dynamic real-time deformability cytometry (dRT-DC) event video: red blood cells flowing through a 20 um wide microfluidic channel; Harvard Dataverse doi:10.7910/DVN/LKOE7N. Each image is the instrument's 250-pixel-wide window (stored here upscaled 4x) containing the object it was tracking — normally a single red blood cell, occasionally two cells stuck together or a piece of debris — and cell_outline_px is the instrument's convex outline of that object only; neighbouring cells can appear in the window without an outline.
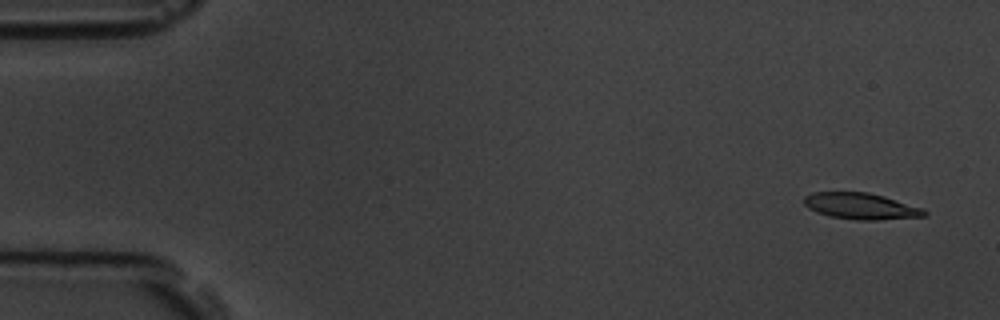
{"species": "common noctule bat (a hibernating species)", "species_latin": "Nyctalus noctula", "temperature_condition": "room temperature", "stored_images_in_passage": 58, "camera_frame_rate_fps": 3000, "um_per_image_px": 0.085, "animal": {"sex": "male", "body_mass_g": 19.5, "forearm_length_mm": 54.6}, "frame": {"image": 1, "passage_image": 3, "time_ms": 0.667, "image_size_px": [1000, 320], "cell_outline_px": [[928, 216], [880, 220], [856, 220], [832, 216], [816, 212], [808, 208], [804, 204], [804, 196], [812, 192], [868, 192], [884, 196], [924, 208], [928, 212]], "centroid_in_image_um": [73.22, 17.52], "position_along_channel_um": 11.8, "area_um2": 18.61}}
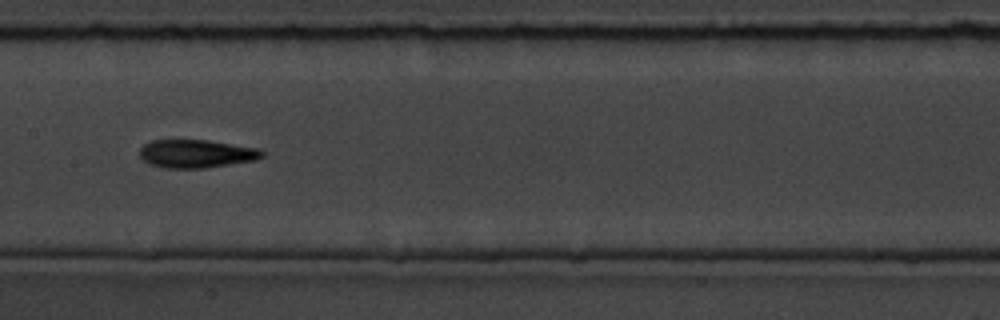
{"frame": {"image": 2, "passage_image": 29, "time_ms": 9.333, "image_size_px": [1000, 320], "cell_outline_px": [[264, 156], [256, 160], [204, 168], [164, 168], [148, 164], [140, 156], [140, 148], [144, 144], [152, 140], [208, 140], [256, 148], [264, 152]], "centroid_in_image_um": [16.66, 13.07], "position_along_channel_um": 190.7, "area_um2": 20.06}}
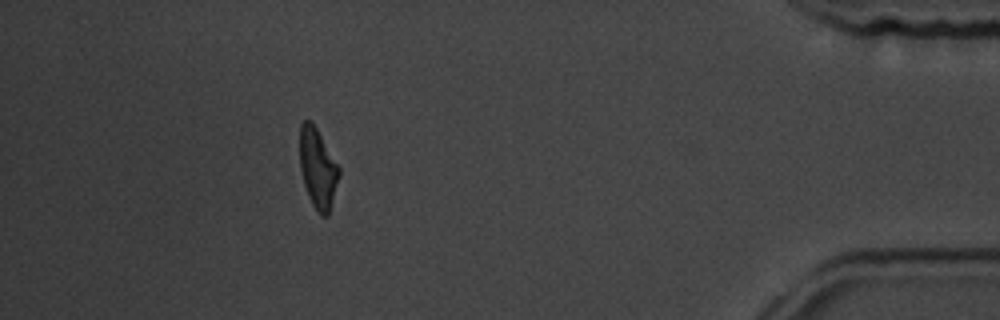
{"frame": {"image": 3, "passage_image": 52, "time_ms": 17.0, "image_size_px": [1000, 320], "cell_outline_px": [[340, 176], [328, 216], [320, 216], [312, 204], [308, 196], [304, 184], [300, 168], [300, 124], [304, 120], [312, 120], [340, 168]], "centroid_in_image_um": [27.01, 14.31], "position_along_channel_um": 408.2, "area_um2": 18.38}}